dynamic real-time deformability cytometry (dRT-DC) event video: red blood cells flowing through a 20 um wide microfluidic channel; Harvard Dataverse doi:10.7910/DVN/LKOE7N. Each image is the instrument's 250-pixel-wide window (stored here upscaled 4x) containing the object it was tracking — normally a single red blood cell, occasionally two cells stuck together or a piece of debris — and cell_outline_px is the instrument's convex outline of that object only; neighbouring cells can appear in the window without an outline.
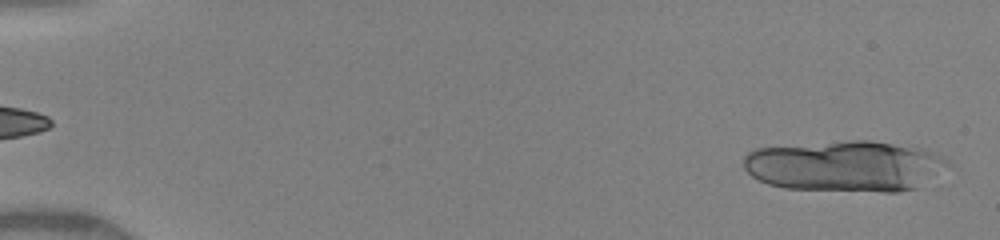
{"species": "human", "species_latin": "Homo sapiens", "temperature_condition": "warm", "stored_images_in_passage": 20, "camera_frame_rate_fps": 3000, "um_per_image_px": 0.085, "donor": {"sex": "female"}, "frame": {"image": 1, "passage_image": 2, "time_ms": 0.333, "image_size_px": [1000, 240], "cell_outline_px": [[952, 164], [916, 188], [900, 192], [880, 192], [784, 188], [768, 184], [752, 176], [744, 168], [744, 156], [748, 152], [756, 148], [852, 140], [868, 140], [924, 148], [948, 160]], "centroid_in_image_um": [71.84, 14.12], "position_along_channel_um": 13.2, "area_um2": 60.69}}